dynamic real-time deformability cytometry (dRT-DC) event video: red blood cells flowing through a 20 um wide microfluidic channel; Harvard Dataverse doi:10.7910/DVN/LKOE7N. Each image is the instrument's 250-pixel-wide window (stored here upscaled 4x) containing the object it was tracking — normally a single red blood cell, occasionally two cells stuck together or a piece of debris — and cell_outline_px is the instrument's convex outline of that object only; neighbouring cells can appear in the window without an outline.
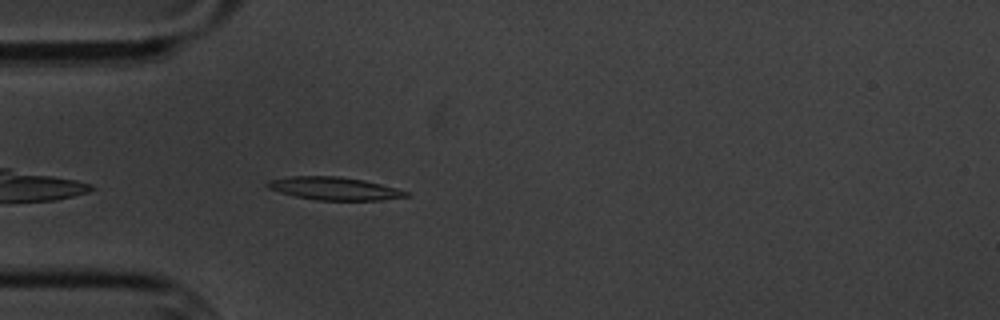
{"species": "common noctule bat (a hibernating species)", "species_latin": "Nyctalus noctula", "temperature_condition": "cold", "stored_images_in_passage": 5, "camera_frame_rate_fps": 3000, "um_per_image_px": 0.085, "animal": {"sex": "male", "body_mass_g": 20.1, "forearm_length_mm": 53.5}, "frame": {"image": 1, "passage_image": 5, "time_ms": 5.333, "image_size_px": [1000, 320], "cell_outline_px": [[408, 196], [380, 200], [316, 200], [296, 196], [280, 192], [268, 188], [264, 184], [268, 180], [292, 176], [336, 176], [364, 180], [396, 188], [408, 192]], "centroid_in_image_um": [28.37, 16.02], "position_along_channel_um": 56.6, "area_um2": 18.32}}